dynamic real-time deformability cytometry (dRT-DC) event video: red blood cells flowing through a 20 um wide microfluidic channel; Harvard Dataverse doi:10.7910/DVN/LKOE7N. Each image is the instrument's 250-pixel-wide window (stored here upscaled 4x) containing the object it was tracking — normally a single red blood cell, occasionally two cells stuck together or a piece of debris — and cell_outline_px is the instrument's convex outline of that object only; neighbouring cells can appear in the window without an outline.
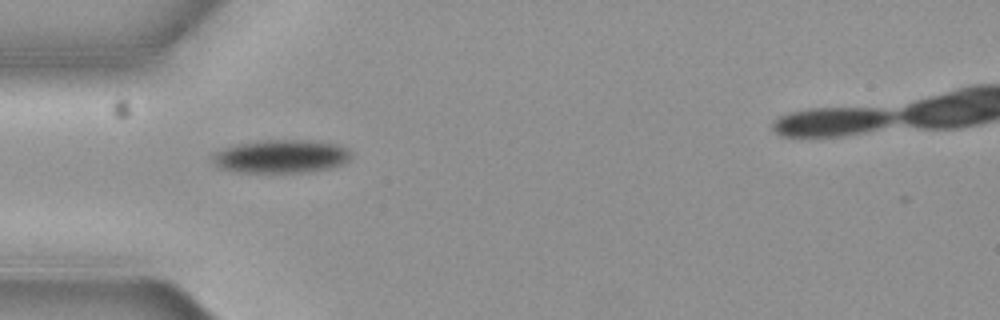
{"species": "common noctule bat (a hibernating species)", "species_latin": "Nyctalus noctula", "temperature_condition": "cold", "stored_images_in_passage": 15, "camera_frame_rate_fps": 3000, "um_per_image_px": 0.085, "animal": {"sex": "female", "body_mass_g": 19.3, "forearm_length_mm": 54.1}, "frame": {"image": 1, "passage_image": 5, "time_ms": 1.333, "image_size_px": [1000, 320], "cell_outline_px": [[348, 160], [344, 164], [332, 168], [308, 172], [240, 172], [224, 168], [216, 160], [216, 152], [224, 148], [236, 144], [264, 140], [308, 140], [336, 144], [344, 148], [348, 152]], "centroid_in_image_um": [23.97, 13.29], "position_along_channel_um": 61.0, "area_um2": 26.13}}
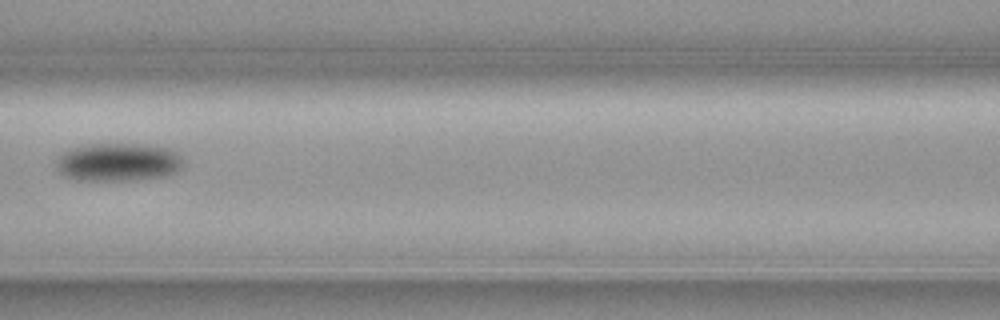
{"frame": {"image": 2, "passage_image": 7, "time_ms": 2.0, "image_size_px": [1000, 320], "cell_outline_px": [[184, 164], [176, 172], [168, 176], [136, 180], [76, 180], [64, 176], [56, 168], [56, 160], [64, 152], [72, 148], [84, 144], [148, 144], [168, 148], [180, 152], [184, 160]], "centroid_in_image_um": [10.1, 13.78], "position_along_channel_um": 156.5, "area_um2": 28.78}}
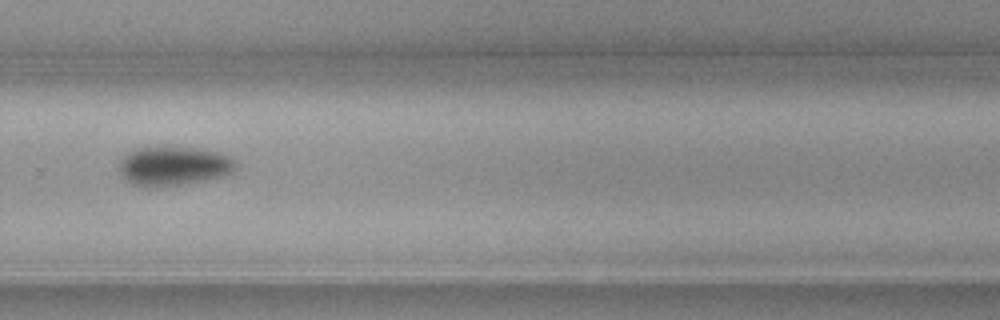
{"frame": {"image": 3, "passage_image": 11, "time_ms": 3.333, "image_size_px": [1000, 320], "cell_outline_px": [[236, 168], [232, 172], [220, 176], [180, 184], [156, 188], [144, 188], [132, 184], [124, 180], [116, 168], [120, 160], [132, 148], [188, 148], [216, 152], [228, 156], [236, 160]], "centroid_in_image_um": [14.64, 14.14], "position_along_channel_um": 315.2, "area_um2": 26.47}}